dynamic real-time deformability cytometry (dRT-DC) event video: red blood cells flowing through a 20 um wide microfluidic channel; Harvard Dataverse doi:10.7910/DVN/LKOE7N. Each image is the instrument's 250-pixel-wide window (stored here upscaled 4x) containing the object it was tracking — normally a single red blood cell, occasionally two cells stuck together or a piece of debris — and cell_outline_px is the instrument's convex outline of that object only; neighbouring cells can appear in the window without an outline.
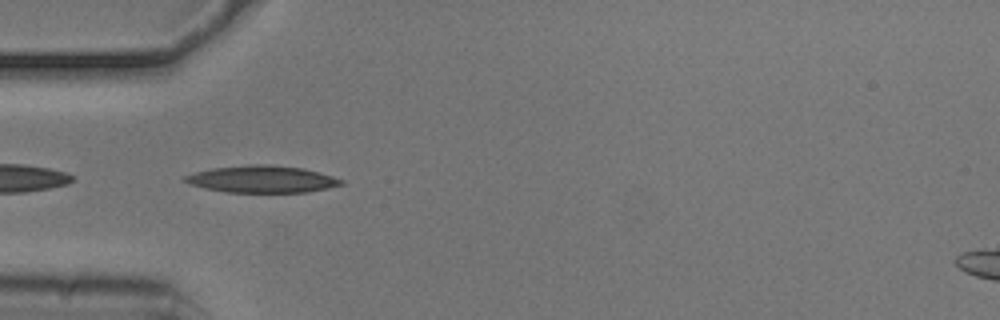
{"species": "common noctule bat (a hibernating species)", "species_latin": "Nyctalus noctula", "temperature_condition": "cold", "stored_images_in_passage": 32, "camera_frame_rate_fps": 3000, "um_per_image_px": 0.085, "animal": {"sex": "male", "body_mass_g": 20.5, "forearm_length_mm": 52.5}, "frame": {"image": 1, "passage_image": 1, "time_ms": 0.0, "image_size_px": [1000, 320], "cell_outline_px": [[344, 184], [328, 188], [308, 192], [224, 192], [204, 188], [192, 184], [184, 180], [184, 176], [196, 172], [212, 168], [248, 164], [272, 164], [304, 168], [320, 172], [344, 180]], "centroid_in_image_um": [22.31, 15.22], "position_along_channel_um": 62.7, "area_um2": 24.68}}
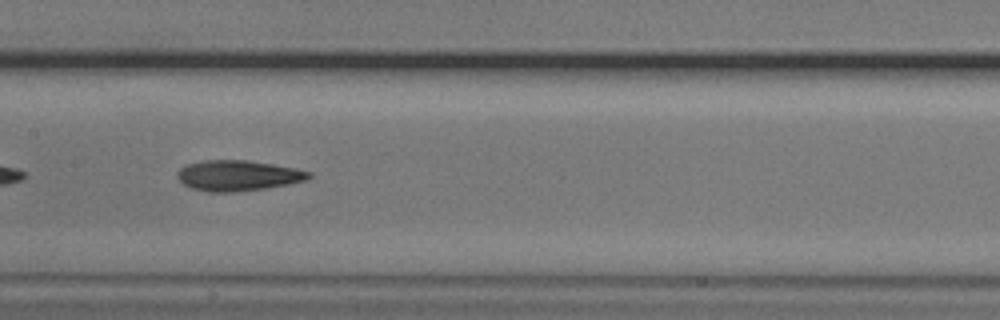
{"frame": {"image": 2, "passage_image": 11, "time_ms": 3.333, "image_size_px": [1000, 320], "cell_outline_px": [[312, 176], [308, 180], [288, 184], [264, 188], [236, 192], [208, 192], [192, 188], [184, 184], [176, 176], [176, 172], [180, 168], [188, 164], [204, 160], [248, 160], [272, 164], [312, 172]], "centroid_in_image_um": [20.22, 14.92], "position_along_channel_um": 187.2, "area_um2": 23.35}}
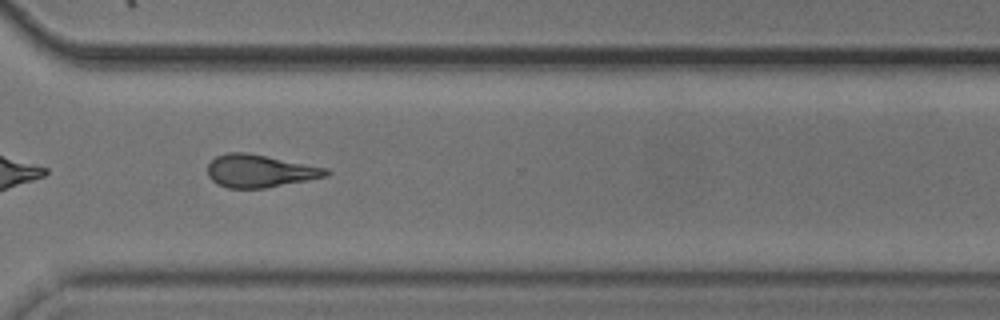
{"frame": {"image": 3, "passage_image": 24, "time_ms": 7.667, "image_size_px": [1000, 320], "cell_outline_px": [[332, 172], [328, 176], [308, 180], [264, 188], [228, 188], [216, 184], [208, 176], [208, 164], [216, 156], [228, 152], [244, 152], [328, 168]], "centroid_in_image_um": [22.08, 14.54], "position_along_channel_um": 348.5, "area_um2": 22.48}, "authors_computed_cell_mechanics": {"area_um2": 22.7732, "velocity_mm_per_s": 3.745, "shape_relaxation_time_tau1_ms": 5.099, "shape_relaxation_time_tau2_ms": 5.6689, "deformation_change_tau1": 0.1413, "deformation_change_tau2": 0.1752}}